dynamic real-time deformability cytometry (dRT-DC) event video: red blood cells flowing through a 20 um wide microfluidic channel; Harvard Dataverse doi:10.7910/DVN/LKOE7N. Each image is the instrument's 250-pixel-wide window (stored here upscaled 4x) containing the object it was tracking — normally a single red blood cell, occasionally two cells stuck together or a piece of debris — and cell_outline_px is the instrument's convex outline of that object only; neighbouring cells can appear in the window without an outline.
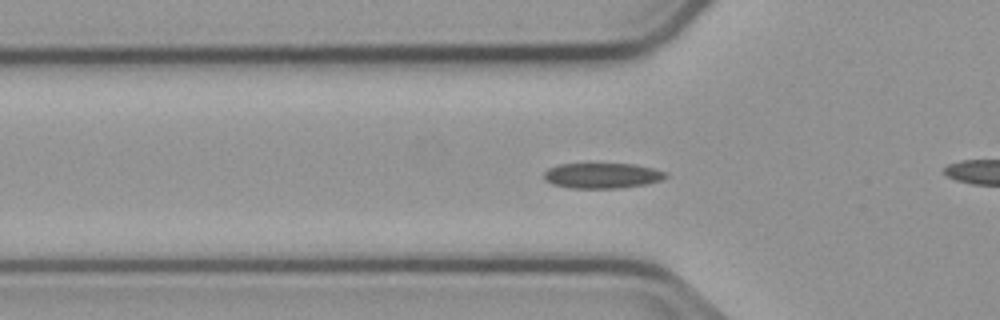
{"species": "common noctule bat (a hibernating species)", "species_latin": "Nyctalus noctula", "temperature_condition": "cold", "stored_images_in_passage": 49, "camera_frame_rate_fps": 3000, "um_per_image_px": 0.085, "animal": {"sex": "male", "body_mass_g": 23.1, "forearm_length_mm": 52.7}, "frame": {"image": 1, "passage_image": 17, "time_ms": 5.333, "image_size_px": [1000, 320], "cell_outline_px": [[668, 176], [664, 180], [648, 184], [620, 188], [572, 188], [552, 184], [544, 180], [544, 172], [548, 168], [556, 164], [636, 164], [668, 172]], "centroid_in_image_um": [51.22, 14.93], "position_along_channel_um": 74.6, "area_um2": 18.26}}
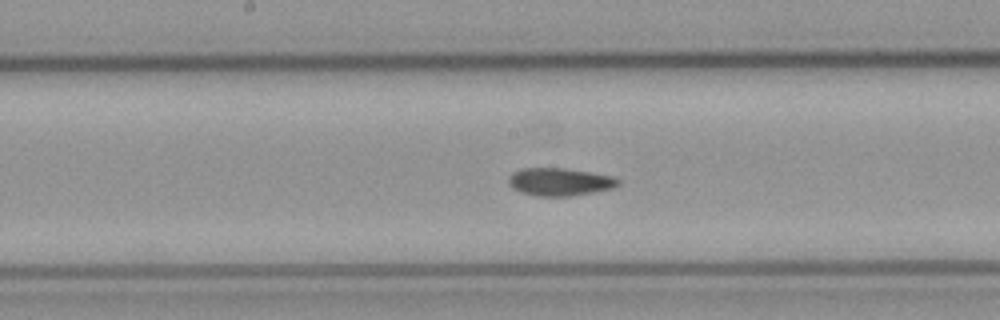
{"frame": {"image": 2, "passage_image": 27, "time_ms": 8.667, "image_size_px": [1000, 320], "cell_outline_px": [[620, 184], [616, 188], [568, 196], [536, 196], [520, 192], [512, 188], [508, 184], [508, 176], [512, 172], [520, 168], [564, 168], [612, 176], [620, 180]], "centroid_in_image_um": [47.54, 15.45], "position_along_channel_um": 200.7, "area_um2": 17.86}}
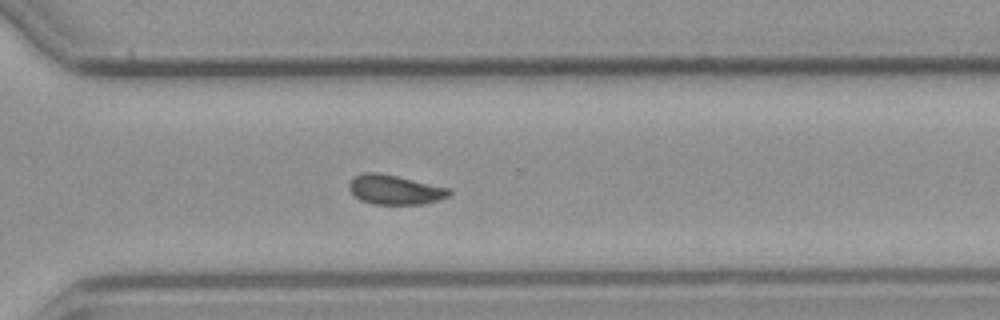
{"frame": {"image": 3, "passage_image": 38, "time_ms": 12.333, "image_size_px": [1000, 320], "cell_outline_px": [[452, 192], [448, 196], [436, 200], [420, 204], [372, 204], [360, 200], [348, 188], [348, 184], [352, 176], [364, 172], [376, 172], [396, 176], [452, 188]], "centroid_in_image_um": [33.54, 16.11], "position_along_channel_um": 337.1, "area_um2": 17.22}, "authors_computed_cell_mechanics": {"area_um2": 17.2244, "velocity_mm_per_s": 3.7377, "shape_relaxation_time_tau1_ms": 8.9452, "shape_relaxation_time_tau2_ms": 3.7876, "deformation_change_tau1": 0.1772, "deformation_change_tau2": 0.0713}}